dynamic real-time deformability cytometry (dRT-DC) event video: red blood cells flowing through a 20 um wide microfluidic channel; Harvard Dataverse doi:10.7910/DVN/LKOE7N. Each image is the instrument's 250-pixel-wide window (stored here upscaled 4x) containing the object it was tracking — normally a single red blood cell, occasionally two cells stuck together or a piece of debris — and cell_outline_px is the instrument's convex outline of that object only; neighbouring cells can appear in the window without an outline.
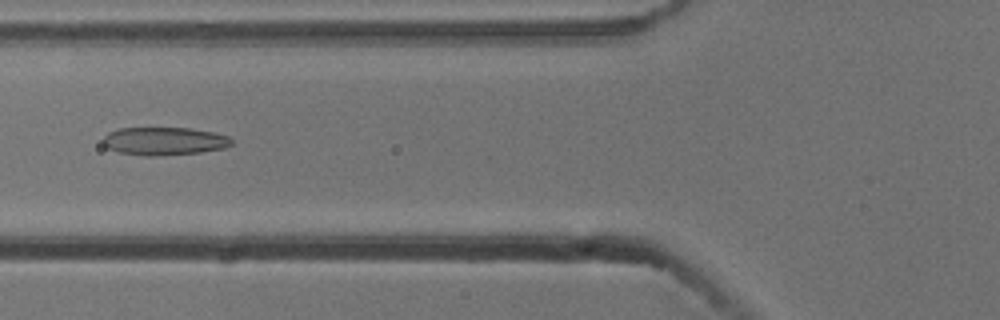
{"species": "common noctule bat (a hibernating species)", "species_latin": "Nyctalus noctula", "temperature_condition": "cold", "stored_images_in_passage": 45, "camera_frame_rate_fps": 3000, "um_per_image_px": 0.085, "animal": {"sex": "male", "body_mass_g": 13.3}, "frame": {"image": 1, "passage_image": 12, "time_ms": 3.667, "image_size_px": [1000, 320], "cell_outline_px": [[232, 144], [224, 148], [200, 152], [152, 156], [148, 156], [120, 152], [108, 148], [104, 144], [104, 136], [108, 132], [120, 128], [188, 128], [212, 132], [228, 136], [232, 140]], "centroid_in_image_um": [13.96, 11.99], "position_along_channel_um": 111.8, "area_um2": 20.69}}
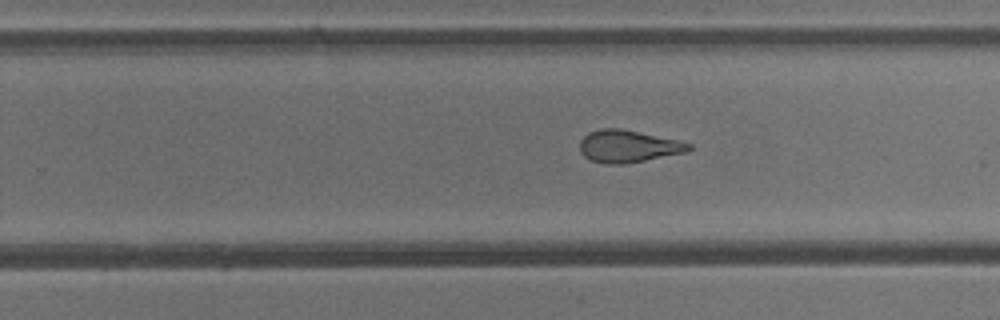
{"frame": {"image": 2, "passage_image": 25, "time_ms": 8.0, "image_size_px": [1000, 320], "cell_outline_px": [[692, 148], [684, 152], [624, 164], [608, 164], [592, 160], [584, 156], [580, 152], [580, 140], [588, 132], [600, 128], [620, 128], [680, 140], [692, 144]], "centroid_in_image_um": [53.37, 12.41], "position_along_channel_um": 276.4, "area_um2": 20.4}}
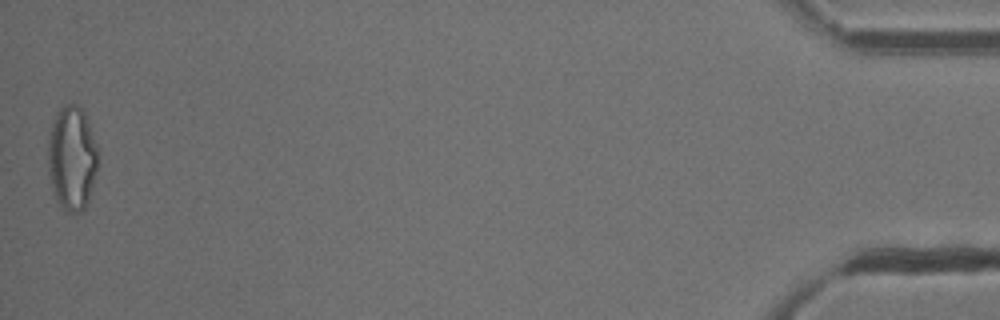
{"frame": {"image": 3, "passage_image": 45, "time_ms": 14.667, "image_size_px": [1000, 320], "cell_outline_px": [[100, 152], [96, 172], [88, 200], [84, 208], [80, 212], [64, 212], [56, 200], [52, 192], [48, 176], [48, 140], [52, 124], [56, 112], [64, 104], [76, 104], [84, 112]], "centroid_in_image_um": [6.11, 13.46], "position_along_channel_um": 429.1, "area_um2": 30.81}, "authors_computed_cell_mechanics": {"area_um2": 21.6172, "velocity_mm_per_s": 3.7967, "shape_relaxation_time_tau1_ms": 6.3106, "shape_relaxation_time_tau2_ms": 1.4863, "deformation_change_tau1": 0.2008, "deformation_change_tau2": 0.1089}}